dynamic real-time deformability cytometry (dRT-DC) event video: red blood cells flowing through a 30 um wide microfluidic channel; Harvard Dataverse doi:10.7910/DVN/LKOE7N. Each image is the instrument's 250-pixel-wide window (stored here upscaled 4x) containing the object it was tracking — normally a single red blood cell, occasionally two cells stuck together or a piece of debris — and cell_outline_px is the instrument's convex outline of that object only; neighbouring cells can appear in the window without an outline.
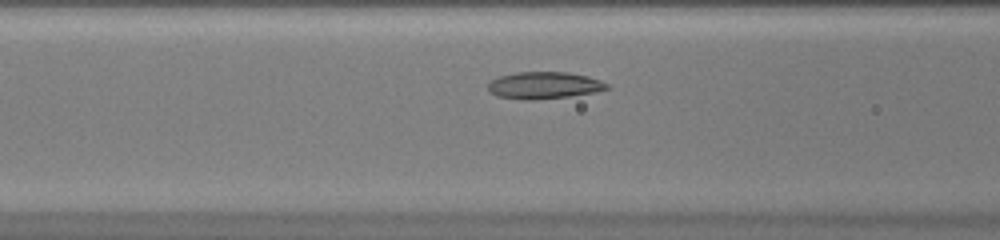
{"species": "common noctule bat (a hibernating species)", "species_latin": "Nyctalus noctula", "temperature_condition": "warm", "stored_images_in_passage": 35, "camera_frame_rate_fps": 3000, "um_per_image_px": 0.085, "animal": {"sex": "female", "body_mass_g": 20.0, "forearm_length_mm": 54.0}, "frame": {"image": 1, "passage_image": 8, "time_ms": 2.333, "image_size_px": [1000, 240], "cell_outline_px": [[608, 88], [596, 92], [568, 96], [532, 100], [524, 100], [496, 96], [488, 88], [488, 84], [492, 80], [500, 76], [516, 72], [568, 72], [588, 76], [600, 80], [608, 84]], "centroid_in_image_um": [46.25, 7.25], "position_along_channel_um": 120.4, "area_um2": 18.55}}
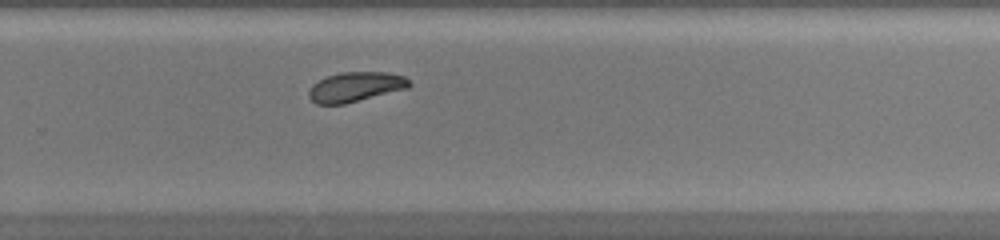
{"frame": {"image": 2, "passage_image": 20, "time_ms": 6.333, "image_size_px": [1000, 240], "cell_outline_px": [[412, 84], [408, 88], [344, 104], [316, 104], [308, 96], [308, 92], [312, 84], [328, 76], [340, 72], [388, 72], [404, 76]], "centroid_in_image_um": [30.22, 7.38], "position_along_channel_um": 299.6, "area_um2": 17.34}}
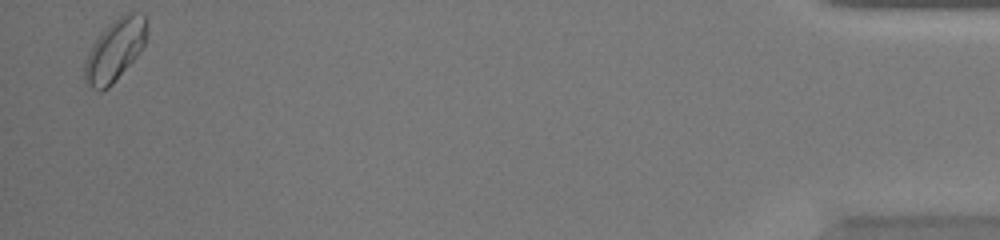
{"frame": {"image": 3, "passage_image": 34, "time_ms": 11.0, "image_size_px": [1000, 240], "cell_outline_px": [[148, 36], [140, 52], [112, 84], [108, 88], [100, 92], [84, 84], [84, 64], [92, 44], [104, 28], [108, 24], [124, 12], [144, 12], [148, 20]], "centroid_in_image_um": [9.8, 4.22], "position_along_channel_um": 425.4, "area_um2": 22.89}}